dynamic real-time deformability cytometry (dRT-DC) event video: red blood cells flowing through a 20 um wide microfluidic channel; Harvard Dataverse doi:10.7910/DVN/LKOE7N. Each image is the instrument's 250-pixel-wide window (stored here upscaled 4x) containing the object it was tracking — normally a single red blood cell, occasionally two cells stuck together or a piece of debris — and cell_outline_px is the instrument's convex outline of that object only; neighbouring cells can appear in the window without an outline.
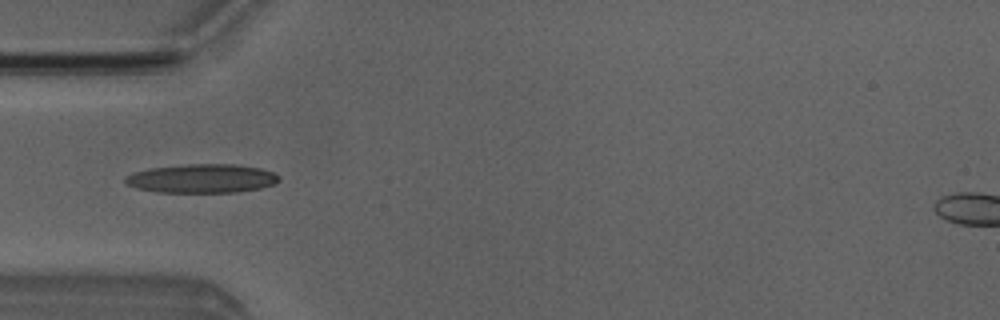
{"species": "Egyptian fruit bat (a non-hibernating species)", "species_latin": "Rousettus aegyptiacus", "temperature_condition": "room temperature", "stored_images_in_passage": 3, "camera_frame_rate_fps": 3000, "um_per_image_px": 0.085, "animal": {"sex": "male"}, "frame": {"image": 1, "passage_image": 3, "time_ms": 3.0, "image_size_px": [1000, 320], "cell_outline_px": [[280, 180], [272, 184], [260, 188], [236, 192], [156, 192], [136, 188], [124, 184], [124, 176], [132, 172], [152, 168], [188, 164], [236, 164], [260, 168], [272, 172], [280, 176]], "centroid_in_image_um": [17.11, 15.17], "position_along_channel_um": 67.9, "area_um2": 25.89}}